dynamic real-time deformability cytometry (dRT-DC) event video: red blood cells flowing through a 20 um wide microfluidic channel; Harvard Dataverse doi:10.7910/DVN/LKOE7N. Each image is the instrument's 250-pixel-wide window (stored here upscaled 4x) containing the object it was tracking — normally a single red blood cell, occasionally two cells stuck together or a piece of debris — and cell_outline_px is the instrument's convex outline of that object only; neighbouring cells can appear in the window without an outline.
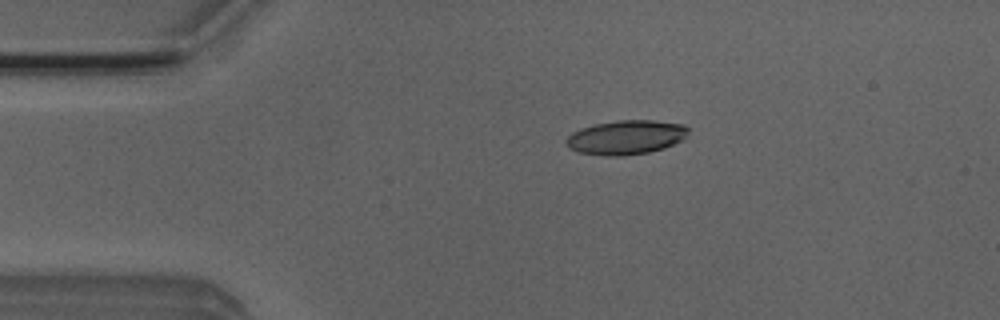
{"species": "Egyptian fruit bat (a non-hibernating species)", "species_latin": "Rousettus aegyptiacus", "temperature_condition": "room temperature", "stored_images_in_passage": 4, "camera_frame_rate_fps": 3000, "um_per_image_px": 0.085, "animal": {"sex": "male"}, "frame": {"image": 1, "passage_image": 3, "time_ms": 0.667, "image_size_px": [1000, 320], "cell_outline_px": [[688, 136], [664, 148], [648, 152], [624, 156], [608, 156], [580, 152], [568, 148], [564, 144], [564, 140], [572, 132], [580, 128], [596, 124], [616, 120], [652, 120], [684, 124], [688, 128]], "centroid_in_image_um": [53.18, 11.67], "position_along_channel_um": 31.8, "area_um2": 24.45}}